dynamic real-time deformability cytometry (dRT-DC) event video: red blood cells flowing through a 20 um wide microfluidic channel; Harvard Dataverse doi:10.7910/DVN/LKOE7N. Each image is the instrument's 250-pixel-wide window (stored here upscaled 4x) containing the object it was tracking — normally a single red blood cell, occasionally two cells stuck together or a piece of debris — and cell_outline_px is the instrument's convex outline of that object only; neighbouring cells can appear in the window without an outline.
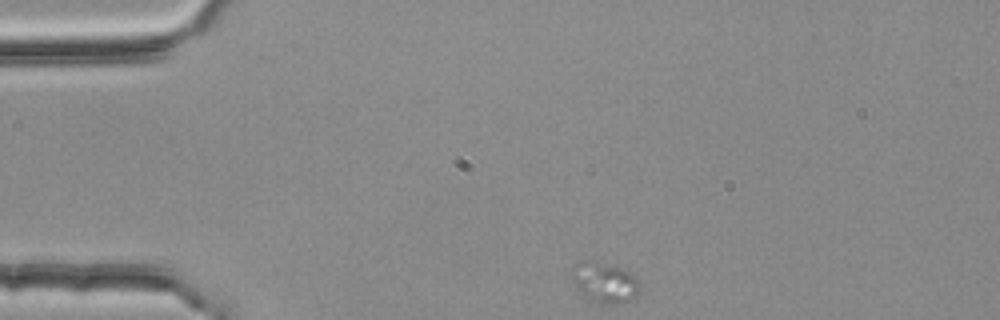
{"species": "common noctule bat (a hibernating species)", "species_latin": "Nyctalus noctula", "temperature_condition": "room temperature", "stored_images_in_passage": 12, "camera_frame_rate_fps": 3000, "um_per_image_px": 0.085, "animal": {"sex": "female", "body_mass_g": 25.1}, "frame": {"image": 1, "passage_image": 1, "time_ms": 0.0, "image_size_px": [1000, 320], "cell_outline_px": [[640, 292], [632, 300], [616, 304], [600, 304], [588, 300], [576, 288], [572, 276], [572, 264], [580, 260], [592, 260], [608, 264], [632, 272], [636, 276], [640, 284]], "centroid_in_image_um": [51.4, 24.01], "position_along_channel_um": 33.6, "area_um2": 16.53}}